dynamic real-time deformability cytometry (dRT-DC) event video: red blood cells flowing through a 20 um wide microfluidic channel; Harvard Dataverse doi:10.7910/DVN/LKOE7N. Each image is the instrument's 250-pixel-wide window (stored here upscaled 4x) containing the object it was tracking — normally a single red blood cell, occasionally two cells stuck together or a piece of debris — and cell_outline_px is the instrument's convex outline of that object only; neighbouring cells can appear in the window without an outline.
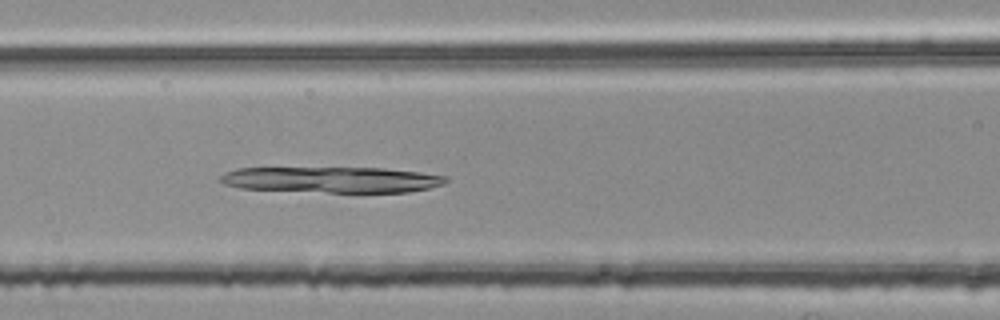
{"species": "common noctule bat (a hibernating species)", "species_latin": "Nyctalus noctula", "temperature_condition": "room temperature", "stored_images_in_passage": 51, "camera_frame_rate_fps": 3000, "um_per_image_px": 0.085, "animal": {"sex": "female", "body_mass_g": 25.1}, "frame": {"image": 1, "passage_image": 22, "time_ms": 7.0, "image_size_px": [1000, 320], "cell_outline_px": [[448, 180], [444, 184], [428, 188], [408, 192], [328, 192], [240, 188], [224, 184], [220, 180], [220, 176], [224, 172], [236, 168], [384, 168], [420, 172], [448, 176]], "centroid_in_image_um": [28.22, 15.27], "position_along_channel_um": 138.4, "area_um2": 33.93}}